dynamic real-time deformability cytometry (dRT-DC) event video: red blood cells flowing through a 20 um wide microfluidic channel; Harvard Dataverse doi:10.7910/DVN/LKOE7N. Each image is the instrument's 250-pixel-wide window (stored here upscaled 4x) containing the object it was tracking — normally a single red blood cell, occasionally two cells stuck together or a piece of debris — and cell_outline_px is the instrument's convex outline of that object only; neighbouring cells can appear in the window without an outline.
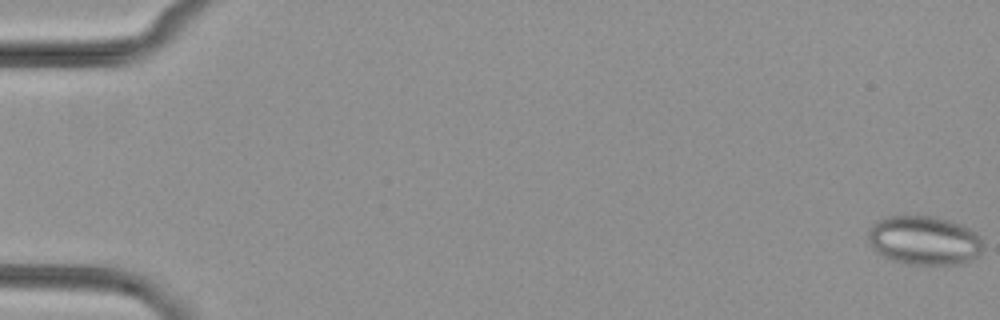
{"species": "common noctule bat (a hibernating species)", "species_latin": "Nyctalus noctula", "temperature_condition": "cold", "stored_images_in_passage": 54, "camera_frame_rate_fps": 3000, "um_per_image_px": 0.085, "animal": {"sex": "female", "body_mass_g": 29.2, "forearm_length_mm": 56.3}, "frame": {"image": 1, "passage_image": 1, "time_ms": 0.0, "image_size_px": [1000, 320], "cell_outline_px": [[984, 248], [980, 256], [964, 264], [908, 264], [892, 260], [876, 252], [868, 244], [868, 232], [872, 224], [888, 216], [936, 216], [960, 224], [976, 232], [980, 236], [984, 244]], "centroid_in_image_um": [78.59, 20.44], "position_along_channel_um": 6.4, "area_um2": 33.23}}
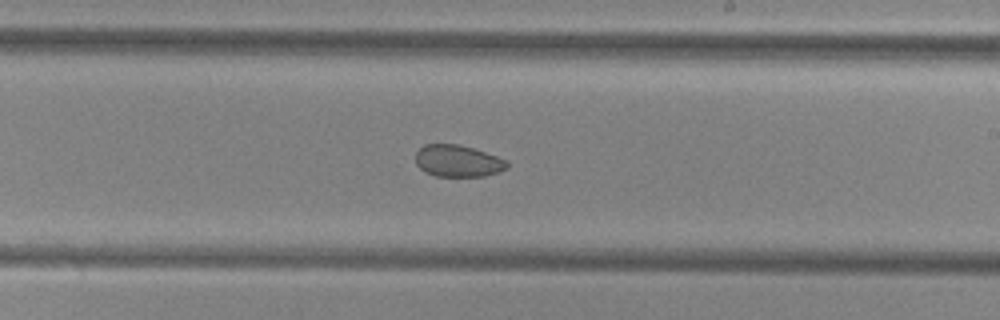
{"frame": {"image": 2, "passage_image": 33, "time_ms": 10.667, "image_size_px": [1000, 320], "cell_outline_px": [[508, 168], [500, 172], [484, 176], [436, 176], [424, 172], [416, 164], [416, 152], [424, 144], [460, 144], [508, 160]], "centroid_in_image_um": [38.92, 13.68], "position_along_channel_um": 250.1, "area_um2": 17.05}}
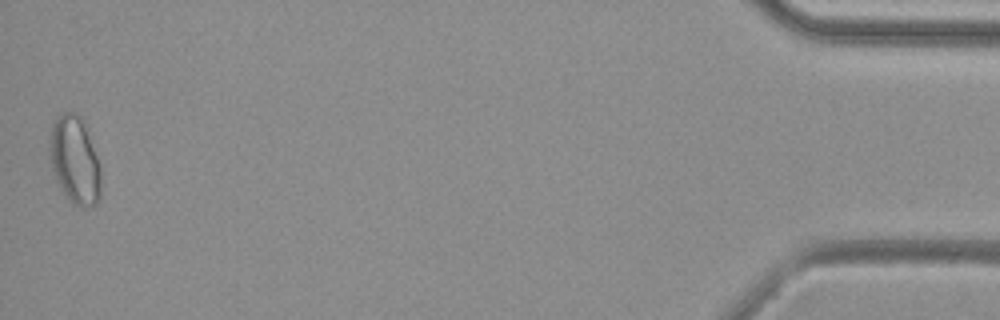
{"frame": {"image": 3, "passage_image": 54, "time_ms": 17.667, "image_size_px": [1000, 320], "cell_outline_px": [[100, 200], [96, 204], [84, 208], [80, 208], [72, 204], [68, 200], [60, 188], [56, 180], [48, 156], [48, 140], [52, 120], [56, 116], [64, 112], [76, 112], [84, 120], [100, 168]], "centroid_in_image_um": [6.31, 13.6], "position_along_channel_um": 428.9, "area_um2": 26.88}}